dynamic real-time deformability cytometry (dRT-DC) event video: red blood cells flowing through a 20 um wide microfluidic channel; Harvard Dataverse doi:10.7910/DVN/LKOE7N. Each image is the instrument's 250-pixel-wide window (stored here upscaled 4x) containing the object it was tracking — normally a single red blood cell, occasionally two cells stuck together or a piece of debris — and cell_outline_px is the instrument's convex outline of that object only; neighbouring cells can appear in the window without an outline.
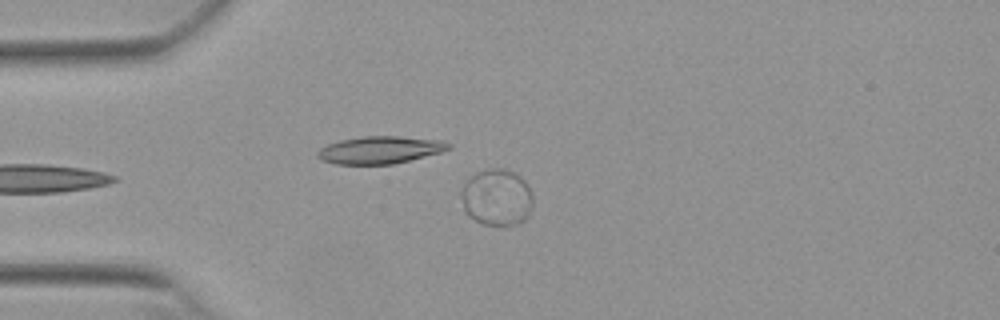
{"species": "Egyptian fruit bat (a non-hibernating species)", "species_latin": "Rousettus aegyptiacus", "temperature_condition": "warm", "stored_images_in_passage": 35, "camera_frame_rate_fps": 3000, "um_per_image_px": 0.085, "animal": {"sex": "female"}, "frame": {"image": 1, "passage_image": 3, "time_ms": 0.667, "image_size_px": [1000, 320], "cell_outline_px": [[532, 204], [528, 216], [520, 224], [504, 228], [496, 228], [480, 224], [468, 216], [464, 212], [460, 196], [460, 192], [464, 184], [476, 172], [488, 168], [504, 168], [516, 172], [528, 184], [532, 192]], "centroid_in_image_um": [42.23, 16.83], "position_along_channel_um": 42.8, "area_um2": 24.74}}
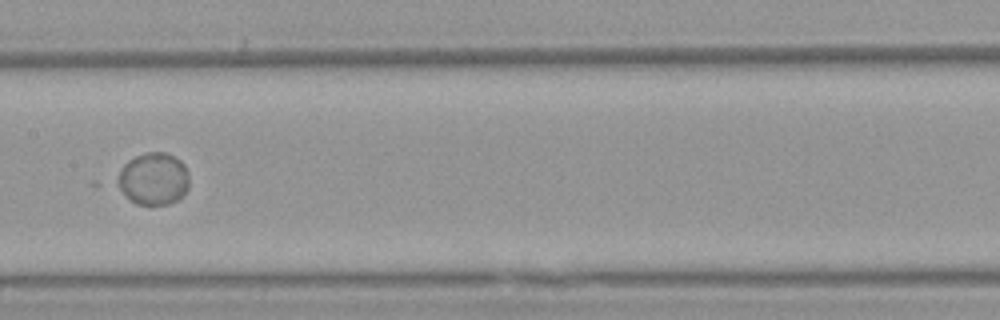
{"frame": {"image": 2, "passage_image": 17, "time_ms": 5.333, "image_size_px": [1000, 320], "cell_outline_px": [[188, 188], [176, 200], [168, 204], [136, 204], [112, 184], [124, 164], [128, 160], [136, 156], [148, 152], [164, 152], [180, 160], [184, 164], [188, 172]], "centroid_in_image_um": [12.99, 15.19], "position_along_channel_um": 194.4, "area_um2": 21.91}}
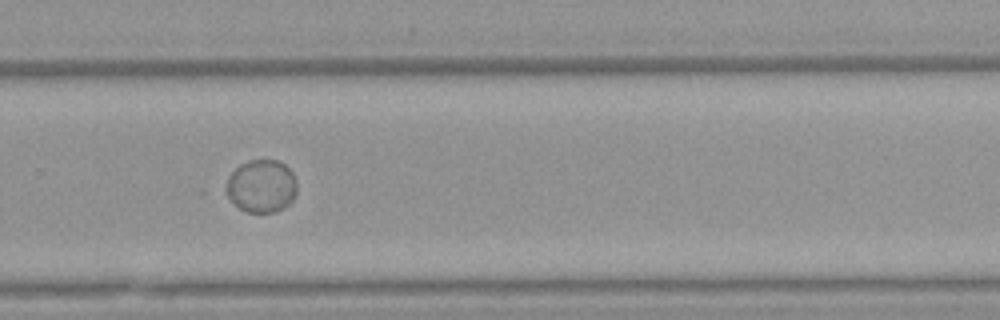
{"frame": {"image": 3, "passage_image": 26, "time_ms": 8.333, "image_size_px": [1000, 320], "cell_outline_px": [[296, 192], [292, 200], [284, 208], [276, 212], [244, 212], [228, 196], [228, 176], [240, 164], [248, 160], [276, 160], [284, 164], [292, 172], [296, 180]], "centroid_in_image_um": [22.25, 15.82], "position_along_channel_um": 307.5, "area_um2": 21.56}}